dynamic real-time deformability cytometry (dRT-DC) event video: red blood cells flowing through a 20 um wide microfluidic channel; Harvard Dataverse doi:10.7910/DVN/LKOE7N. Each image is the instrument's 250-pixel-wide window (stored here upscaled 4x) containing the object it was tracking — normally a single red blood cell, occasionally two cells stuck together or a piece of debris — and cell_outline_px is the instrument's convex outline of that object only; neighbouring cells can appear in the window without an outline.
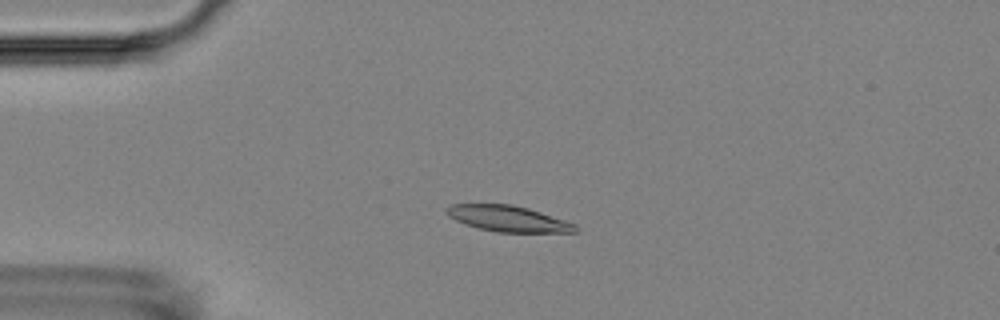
{"species": "Egyptian fruit bat (a non-hibernating species)", "species_latin": "Rousettus aegyptiacus", "temperature_condition": "room temperature", "stored_images_in_passage": 4, "camera_frame_rate_fps": 3000, "um_per_image_px": 0.085, "animal": {"sex": "female"}, "frame": {"image": 1, "passage_image": 3, "time_ms": 3.333, "image_size_px": [1000, 320], "cell_outline_px": [[580, 232], [496, 232], [464, 224], [448, 216], [444, 212], [444, 208], [452, 204], [512, 204], [528, 208], [576, 224], [580, 228]], "centroid_in_image_um": [43.18, 18.58], "position_along_channel_um": 41.8, "area_um2": 19.54}}